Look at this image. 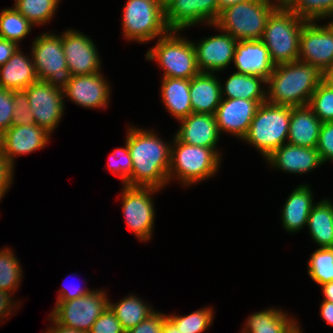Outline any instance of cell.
Returning a JSON list of instances; mask_svg holds the SVG:
<instances>
[{"instance_id": "9", "label": "cell", "mask_w": 333, "mask_h": 333, "mask_svg": "<svg viewBox=\"0 0 333 333\" xmlns=\"http://www.w3.org/2000/svg\"><path fill=\"white\" fill-rule=\"evenodd\" d=\"M35 38L31 56L38 79L63 90L72 75L62 47V34L47 32Z\"/></svg>"}, {"instance_id": "43", "label": "cell", "mask_w": 333, "mask_h": 333, "mask_svg": "<svg viewBox=\"0 0 333 333\" xmlns=\"http://www.w3.org/2000/svg\"><path fill=\"white\" fill-rule=\"evenodd\" d=\"M321 161H333V122H323L317 145Z\"/></svg>"}, {"instance_id": "18", "label": "cell", "mask_w": 333, "mask_h": 333, "mask_svg": "<svg viewBox=\"0 0 333 333\" xmlns=\"http://www.w3.org/2000/svg\"><path fill=\"white\" fill-rule=\"evenodd\" d=\"M264 102L266 101L222 98L214 114L220 135L228 132L243 140L258 107Z\"/></svg>"}, {"instance_id": "14", "label": "cell", "mask_w": 333, "mask_h": 333, "mask_svg": "<svg viewBox=\"0 0 333 333\" xmlns=\"http://www.w3.org/2000/svg\"><path fill=\"white\" fill-rule=\"evenodd\" d=\"M298 60L318 66L322 71L333 61V23L307 21L302 29Z\"/></svg>"}, {"instance_id": "1", "label": "cell", "mask_w": 333, "mask_h": 333, "mask_svg": "<svg viewBox=\"0 0 333 333\" xmlns=\"http://www.w3.org/2000/svg\"><path fill=\"white\" fill-rule=\"evenodd\" d=\"M126 142L132 159L131 177L127 186L163 189L168 185L171 143L160 139L153 130L128 127Z\"/></svg>"}, {"instance_id": "33", "label": "cell", "mask_w": 333, "mask_h": 333, "mask_svg": "<svg viewBox=\"0 0 333 333\" xmlns=\"http://www.w3.org/2000/svg\"><path fill=\"white\" fill-rule=\"evenodd\" d=\"M60 0H15L13 7L34 26L47 24L56 13Z\"/></svg>"}, {"instance_id": "4", "label": "cell", "mask_w": 333, "mask_h": 333, "mask_svg": "<svg viewBox=\"0 0 333 333\" xmlns=\"http://www.w3.org/2000/svg\"><path fill=\"white\" fill-rule=\"evenodd\" d=\"M169 182L176 179L188 187L214 176L222 159L212 148L180 142L175 136L171 142Z\"/></svg>"}, {"instance_id": "36", "label": "cell", "mask_w": 333, "mask_h": 333, "mask_svg": "<svg viewBox=\"0 0 333 333\" xmlns=\"http://www.w3.org/2000/svg\"><path fill=\"white\" fill-rule=\"evenodd\" d=\"M214 308L204 307L189 315L166 314L182 333H203L213 323Z\"/></svg>"}, {"instance_id": "24", "label": "cell", "mask_w": 333, "mask_h": 333, "mask_svg": "<svg viewBox=\"0 0 333 333\" xmlns=\"http://www.w3.org/2000/svg\"><path fill=\"white\" fill-rule=\"evenodd\" d=\"M322 122L306 106L291 107L287 143L306 148H317Z\"/></svg>"}, {"instance_id": "13", "label": "cell", "mask_w": 333, "mask_h": 333, "mask_svg": "<svg viewBox=\"0 0 333 333\" xmlns=\"http://www.w3.org/2000/svg\"><path fill=\"white\" fill-rule=\"evenodd\" d=\"M27 94L34 123L53 133L64 113L63 90L38 80L24 90Z\"/></svg>"}, {"instance_id": "19", "label": "cell", "mask_w": 333, "mask_h": 333, "mask_svg": "<svg viewBox=\"0 0 333 333\" xmlns=\"http://www.w3.org/2000/svg\"><path fill=\"white\" fill-rule=\"evenodd\" d=\"M51 137L38 125H12L0 136V147L7 161L14 167L15 158L47 146Z\"/></svg>"}, {"instance_id": "46", "label": "cell", "mask_w": 333, "mask_h": 333, "mask_svg": "<svg viewBox=\"0 0 333 333\" xmlns=\"http://www.w3.org/2000/svg\"><path fill=\"white\" fill-rule=\"evenodd\" d=\"M11 296H12V294L0 290V322H2L3 318L8 319L9 316L12 314V310L15 309L14 310V312H15L16 310H18L16 308H20L19 305L21 304L20 303L21 301L17 302L14 300V298L12 299ZM16 304H17V306H16Z\"/></svg>"}, {"instance_id": "48", "label": "cell", "mask_w": 333, "mask_h": 333, "mask_svg": "<svg viewBox=\"0 0 333 333\" xmlns=\"http://www.w3.org/2000/svg\"><path fill=\"white\" fill-rule=\"evenodd\" d=\"M19 47L21 46L14 41L0 38V67L13 56Z\"/></svg>"}, {"instance_id": "15", "label": "cell", "mask_w": 333, "mask_h": 333, "mask_svg": "<svg viewBox=\"0 0 333 333\" xmlns=\"http://www.w3.org/2000/svg\"><path fill=\"white\" fill-rule=\"evenodd\" d=\"M62 47L72 76L101 72V59L92 38L68 29L62 32Z\"/></svg>"}, {"instance_id": "39", "label": "cell", "mask_w": 333, "mask_h": 333, "mask_svg": "<svg viewBox=\"0 0 333 333\" xmlns=\"http://www.w3.org/2000/svg\"><path fill=\"white\" fill-rule=\"evenodd\" d=\"M107 163L110 168V172L121 178L122 185H124L131 177L133 169L132 159L126 141L125 147H119L111 153Z\"/></svg>"}, {"instance_id": "5", "label": "cell", "mask_w": 333, "mask_h": 333, "mask_svg": "<svg viewBox=\"0 0 333 333\" xmlns=\"http://www.w3.org/2000/svg\"><path fill=\"white\" fill-rule=\"evenodd\" d=\"M306 22L283 4L268 18L261 41L275 65L298 60L301 29Z\"/></svg>"}, {"instance_id": "34", "label": "cell", "mask_w": 333, "mask_h": 333, "mask_svg": "<svg viewBox=\"0 0 333 333\" xmlns=\"http://www.w3.org/2000/svg\"><path fill=\"white\" fill-rule=\"evenodd\" d=\"M34 25L22 16L14 7L1 10L0 13V38L14 41L19 45Z\"/></svg>"}, {"instance_id": "16", "label": "cell", "mask_w": 333, "mask_h": 333, "mask_svg": "<svg viewBox=\"0 0 333 333\" xmlns=\"http://www.w3.org/2000/svg\"><path fill=\"white\" fill-rule=\"evenodd\" d=\"M221 31L220 34L204 37L194 43L198 70L202 73H215L226 69L234 59L236 43L238 42L230 34Z\"/></svg>"}, {"instance_id": "26", "label": "cell", "mask_w": 333, "mask_h": 333, "mask_svg": "<svg viewBox=\"0 0 333 333\" xmlns=\"http://www.w3.org/2000/svg\"><path fill=\"white\" fill-rule=\"evenodd\" d=\"M190 101L193 113L215 114L221 103L220 80L213 73H202L191 79Z\"/></svg>"}, {"instance_id": "22", "label": "cell", "mask_w": 333, "mask_h": 333, "mask_svg": "<svg viewBox=\"0 0 333 333\" xmlns=\"http://www.w3.org/2000/svg\"><path fill=\"white\" fill-rule=\"evenodd\" d=\"M233 64L238 73L267 79L275 68L269 50L261 40H240L236 43Z\"/></svg>"}, {"instance_id": "21", "label": "cell", "mask_w": 333, "mask_h": 333, "mask_svg": "<svg viewBox=\"0 0 333 333\" xmlns=\"http://www.w3.org/2000/svg\"><path fill=\"white\" fill-rule=\"evenodd\" d=\"M179 122L180 127L174 136L180 142L212 148L220 156L216 146L221 135L213 114L191 113Z\"/></svg>"}, {"instance_id": "12", "label": "cell", "mask_w": 333, "mask_h": 333, "mask_svg": "<svg viewBox=\"0 0 333 333\" xmlns=\"http://www.w3.org/2000/svg\"><path fill=\"white\" fill-rule=\"evenodd\" d=\"M219 15L218 0H164V18L169 30L183 31L201 23L209 27Z\"/></svg>"}, {"instance_id": "11", "label": "cell", "mask_w": 333, "mask_h": 333, "mask_svg": "<svg viewBox=\"0 0 333 333\" xmlns=\"http://www.w3.org/2000/svg\"><path fill=\"white\" fill-rule=\"evenodd\" d=\"M122 187L121 203L126 224L141 242H147L154 233L155 209L152 193H157L160 189L127 185Z\"/></svg>"}, {"instance_id": "51", "label": "cell", "mask_w": 333, "mask_h": 333, "mask_svg": "<svg viewBox=\"0 0 333 333\" xmlns=\"http://www.w3.org/2000/svg\"><path fill=\"white\" fill-rule=\"evenodd\" d=\"M161 333H182V332L179 331L176 325L167 316H165L162 324Z\"/></svg>"}, {"instance_id": "53", "label": "cell", "mask_w": 333, "mask_h": 333, "mask_svg": "<svg viewBox=\"0 0 333 333\" xmlns=\"http://www.w3.org/2000/svg\"><path fill=\"white\" fill-rule=\"evenodd\" d=\"M323 81L333 85V61L323 70Z\"/></svg>"}, {"instance_id": "23", "label": "cell", "mask_w": 333, "mask_h": 333, "mask_svg": "<svg viewBox=\"0 0 333 333\" xmlns=\"http://www.w3.org/2000/svg\"><path fill=\"white\" fill-rule=\"evenodd\" d=\"M310 186L303 183L287 197L282 208V226L288 233H297L307 226L309 214L314 206Z\"/></svg>"}, {"instance_id": "6", "label": "cell", "mask_w": 333, "mask_h": 333, "mask_svg": "<svg viewBox=\"0 0 333 333\" xmlns=\"http://www.w3.org/2000/svg\"><path fill=\"white\" fill-rule=\"evenodd\" d=\"M291 117V107L262 103L251 121L249 130L243 138L259 150L263 158L287 143Z\"/></svg>"}, {"instance_id": "31", "label": "cell", "mask_w": 333, "mask_h": 333, "mask_svg": "<svg viewBox=\"0 0 333 333\" xmlns=\"http://www.w3.org/2000/svg\"><path fill=\"white\" fill-rule=\"evenodd\" d=\"M118 302L113 303L109 300V307L125 331L134 328L155 312V309L151 308L152 305L130 293Z\"/></svg>"}, {"instance_id": "41", "label": "cell", "mask_w": 333, "mask_h": 333, "mask_svg": "<svg viewBox=\"0 0 333 333\" xmlns=\"http://www.w3.org/2000/svg\"><path fill=\"white\" fill-rule=\"evenodd\" d=\"M13 90L0 87V136L13 125Z\"/></svg>"}, {"instance_id": "29", "label": "cell", "mask_w": 333, "mask_h": 333, "mask_svg": "<svg viewBox=\"0 0 333 333\" xmlns=\"http://www.w3.org/2000/svg\"><path fill=\"white\" fill-rule=\"evenodd\" d=\"M307 227L319 248H333V203L329 198L314 204Z\"/></svg>"}, {"instance_id": "32", "label": "cell", "mask_w": 333, "mask_h": 333, "mask_svg": "<svg viewBox=\"0 0 333 333\" xmlns=\"http://www.w3.org/2000/svg\"><path fill=\"white\" fill-rule=\"evenodd\" d=\"M282 4L305 21L333 18V0H282Z\"/></svg>"}, {"instance_id": "7", "label": "cell", "mask_w": 333, "mask_h": 333, "mask_svg": "<svg viewBox=\"0 0 333 333\" xmlns=\"http://www.w3.org/2000/svg\"><path fill=\"white\" fill-rule=\"evenodd\" d=\"M178 30H169L158 38L157 43L146 52V59L156 60L163 69V78L191 80L198 75L196 53L193 42L178 35Z\"/></svg>"}, {"instance_id": "30", "label": "cell", "mask_w": 333, "mask_h": 333, "mask_svg": "<svg viewBox=\"0 0 333 333\" xmlns=\"http://www.w3.org/2000/svg\"><path fill=\"white\" fill-rule=\"evenodd\" d=\"M296 323L282 309L267 308L250 315L241 333H288Z\"/></svg>"}, {"instance_id": "10", "label": "cell", "mask_w": 333, "mask_h": 333, "mask_svg": "<svg viewBox=\"0 0 333 333\" xmlns=\"http://www.w3.org/2000/svg\"><path fill=\"white\" fill-rule=\"evenodd\" d=\"M105 290H92L68 301H56L49 316L58 324L89 332L98 317L109 308Z\"/></svg>"}, {"instance_id": "27", "label": "cell", "mask_w": 333, "mask_h": 333, "mask_svg": "<svg viewBox=\"0 0 333 333\" xmlns=\"http://www.w3.org/2000/svg\"><path fill=\"white\" fill-rule=\"evenodd\" d=\"M191 80L184 78H162L161 98L162 102L177 121L186 118L193 113L190 101Z\"/></svg>"}, {"instance_id": "20", "label": "cell", "mask_w": 333, "mask_h": 333, "mask_svg": "<svg viewBox=\"0 0 333 333\" xmlns=\"http://www.w3.org/2000/svg\"><path fill=\"white\" fill-rule=\"evenodd\" d=\"M265 160L276 170L294 173V175L306 174L323 164L317 148H306L289 143L277 148Z\"/></svg>"}, {"instance_id": "2", "label": "cell", "mask_w": 333, "mask_h": 333, "mask_svg": "<svg viewBox=\"0 0 333 333\" xmlns=\"http://www.w3.org/2000/svg\"><path fill=\"white\" fill-rule=\"evenodd\" d=\"M322 81L323 71L318 66L299 60L275 65L266 79L267 102L289 107L306 106Z\"/></svg>"}, {"instance_id": "8", "label": "cell", "mask_w": 333, "mask_h": 333, "mask_svg": "<svg viewBox=\"0 0 333 333\" xmlns=\"http://www.w3.org/2000/svg\"><path fill=\"white\" fill-rule=\"evenodd\" d=\"M122 12L125 40L144 44L169 31L164 18V0H127Z\"/></svg>"}, {"instance_id": "45", "label": "cell", "mask_w": 333, "mask_h": 333, "mask_svg": "<svg viewBox=\"0 0 333 333\" xmlns=\"http://www.w3.org/2000/svg\"><path fill=\"white\" fill-rule=\"evenodd\" d=\"M14 167L7 161L0 147V201L9 190L14 178Z\"/></svg>"}, {"instance_id": "40", "label": "cell", "mask_w": 333, "mask_h": 333, "mask_svg": "<svg viewBox=\"0 0 333 333\" xmlns=\"http://www.w3.org/2000/svg\"><path fill=\"white\" fill-rule=\"evenodd\" d=\"M13 125L34 124V117L30 111V104L24 90L13 91Z\"/></svg>"}, {"instance_id": "38", "label": "cell", "mask_w": 333, "mask_h": 333, "mask_svg": "<svg viewBox=\"0 0 333 333\" xmlns=\"http://www.w3.org/2000/svg\"><path fill=\"white\" fill-rule=\"evenodd\" d=\"M308 106L322 123L333 122V85L322 81L312 94Z\"/></svg>"}, {"instance_id": "37", "label": "cell", "mask_w": 333, "mask_h": 333, "mask_svg": "<svg viewBox=\"0 0 333 333\" xmlns=\"http://www.w3.org/2000/svg\"><path fill=\"white\" fill-rule=\"evenodd\" d=\"M308 275L318 285L333 281V248H318L309 258Z\"/></svg>"}, {"instance_id": "42", "label": "cell", "mask_w": 333, "mask_h": 333, "mask_svg": "<svg viewBox=\"0 0 333 333\" xmlns=\"http://www.w3.org/2000/svg\"><path fill=\"white\" fill-rule=\"evenodd\" d=\"M89 333H125V330L109 307L94 322Z\"/></svg>"}, {"instance_id": "54", "label": "cell", "mask_w": 333, "mask_h": 333, "mask_svg": "<svg viewBox=\"0 0 333 333\" xmlns=\"http://www.w3.org/2000/svg\"><path fill=\"white\" fill-rule=\"evenodd\" d=\"M245 1H249V0H218L220 12L222 9H224L228 6H231L232 4L241 3V2H245Z\"/></svg>"}, {"instance_id": "25", "label": "cell", "mask_w": 333, "mask_h": 333, "mask_svg": "<svg viewBox=\"0 0 333 333\" xmlns=\"http://www.w3.org/2000/svg\"><path fill=\"white\" fill-rule=\"evenodd\" d=\"M30 57L26 56L24 52L22 53L19 47L13 56L0 67L1 88L13 91L25 90L39 80L31 54Z\"/></svg>"}, {"instance_id": "52", "label": "cell", "mask_w": 333, "mask_h": 333, "mask_svg": "<svg viewBox=\"0 0 333 333\" xmlns=\"http://www.w3.org/2000/svg\"><path fill=\"white\" fill-rule=\"evenodd\" d=\"M321 290L323 292V300L333 302V281L321 285Z\"/></svg>"}, {"instance_id": "35", "label": "cell", "mask_w": 333, "mask_h": 333, "mask_svg": "<svg viewBox=\"0 0 333 333\" xmlns=\"http://www.w3.org/2000/svg\"><path fill=\"white\" fill-rule=\"evenodd\" d=\"M22 268L13 250L5 247L0 250V290L14 295L20 287Z\"/></svg>"}, {"instance_id": "55", "label": "cell", "mask_w": 333, "mask_h": 333, "mask_svg": "<svg viewBox=\"0 0 333 333\" xmlns=\"http://www.w3.org/2000/svg\"><path fill=\"white\" fill-rule=\"evenodd\" d=\"M299 322H297L288 333H302V329L300 330V326L298 324Z\"/></svg>"}, {"instance_id": "44", "label": "cell", "mask_w": 333, "mask_h": 333, "mask_svg": "<svg viewBox=\"0 0 333 333\" xmlns=\"http://www.w3.org/2000/svg\"><path fill=\"white\" fill-rule=\"evenodd\" d=\"M166 314L155 311L143 322L134 328L125 331V333H161L162 324Z\"/></svg>"}, {"instance_id": "28", "label": "cell", "mask_w": 333, "mask_h": 333, "mask_svg": "<svg viewBox=\"0 0 333 333\" xmlns=\"http://www.w3.org/2000/svg\"><path fill=\"white\" fill-rule=\"evenodd\" d=\"M261 83L266 85V79L234 72L224 84L220 82L222 98L267 101V90Z\"/></svg>"}, {"instance_id": "47", "label": "cell", "mask_w": 333, "mask_h": 333, "mask_svg": "<svg viewBox=\"0 0 333 333\" xmlns=\"http://www.w3.org/2000/svg\"><path fill=\"white\" fill-rule=\"evenodd\" d=\"M72 284V283H71ZM91 289H85V287L81 288V287H76V285H72L70 286H63L61 287V289L59 290V294L57 297L56 301H68L71 299H76L79 298L83 295L88 294L89 292H91Z\"/></svg>"}, {"instance_id": "49", "label": "cell", "mask_w": 333, "mask_h": 333, "mask_svg": "<svg viewBox=\"0 0 333 333\" xmlns=\"http://www.w3.org/2000/svg\"><path fill=\"white\" fill-rule=\"evenodd\" d=\"M319 313L328 325L333 326V302L322 300Z\"/></svg>"}, {"instance_id": "3", "label": "cell", "mask_w": 333, "mask_h": 333, "mask_svg": "<svg viewBox=\"0 0 333 333\" xmlns=\"http://www.w3.org/2000/svg\"><path fill=\"white\" fill-rule=\"evenodd\" d=\"M282 0H249L221 10L215 26L237 41L261 40L268 18Z\"/></svg>"}, {"instance_id": "17", "label": "cell", "mask_w": 333, "mask_h": 333, "mask_svg": "<svg viewBox=\"0 0 333 333\" xmlns=\"http://www.w3.org/2000/svg\"><path fill=\"white\" fill-rule=\"evenodd\" d=\"M110 84L108 80L97 72L94 74L72 76L63 89L64 98L70 99L74 104L88 109H101L108 107L110 98Z\"/></svg>"}, {"instance_id": "50", "label": "cell", "mask_w": 333, "mask_h": 333, "mask_svg": "<svg viewBox=\"0 0 333 333\" xmlns=\"http://www.w3.org/2000/svg\"><path fill=\"white\" fill-rule=\"evenodd\" d=\"M48 318V320H51L52 325L49 326L50 328L45 333H89L60 325L56 323L50 316H48Z\"/></svg>"}]
</instances>
